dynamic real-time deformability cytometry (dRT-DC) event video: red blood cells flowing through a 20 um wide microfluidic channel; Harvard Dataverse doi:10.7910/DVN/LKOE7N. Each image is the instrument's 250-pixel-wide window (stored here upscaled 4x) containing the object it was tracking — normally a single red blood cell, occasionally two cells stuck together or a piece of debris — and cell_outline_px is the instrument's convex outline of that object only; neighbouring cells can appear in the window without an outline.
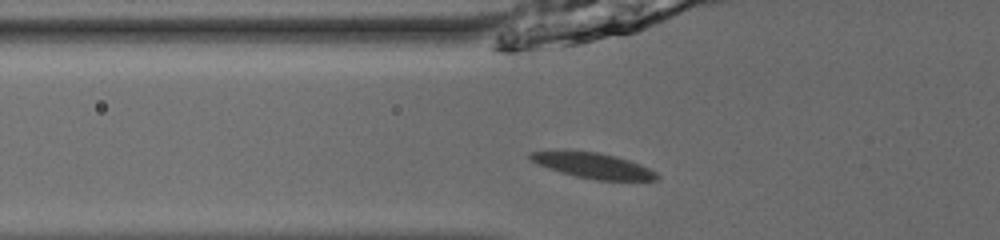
{"species": "common noctule bat (a hibernating species)", "species_latin": "Nyctalus noctula", "temperature_condition": "room temperature", "stored_images_in_passage": 37, "camera_frame_rate_fps": 3000, "um_per_image_px": 0.085, "animal": {"sex": "male", "body_mass_g": 13.0, "forearm_length_mm": 53.1}, "frame": {"image": 1, "passage_image": 4, "time_ms": 1.0, "image_size_px": [1000, 240], "cell_outline_px": [[660, 176], [656, 180], [596, 180], [576, 176], [560, 172], [540, 164], [532, 160], [528, 156], [528, 152], [600, 152], [616, 156], [640, 164], [656, 172]], "centroid_in_image_um": [50.5, 14.09], "position_along_channel_um": 75.3, "area_um2": 18.15}}
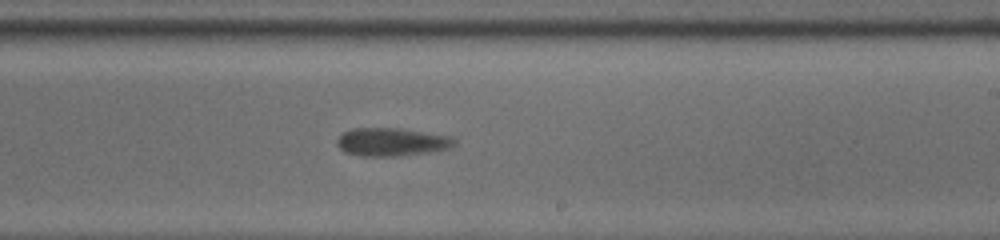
{"frame": {"image": 2, "passage_image": 18, "time_ms": 5.667, "image_size_px": [1000, 240], "cell_outline_px": [[456, 144], [448, 148], [428, 152], [396, 156], [360, 156], [348, 152], [340, 148], [336, 144], [336, 140], [344, 132], [352, 128], [404, 128], [452, 136], [456, 140]], "centroid_in_image_um": [33.32, 12.05], "position_along_channel_um": 255.7, "area_um2": 19.31}}
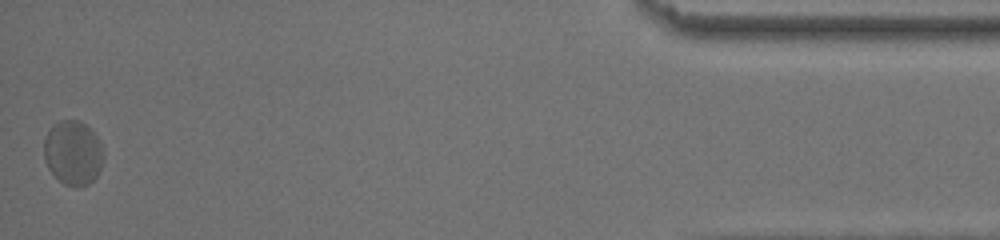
{"frame": {"image": 3, "passage_image": 37, "time_ms": 12.0, "image_size_px": [1000, 240], "cell_outline_px": [[104, 156], [100, 168], [96, 176], [88, 184], [64, 184], [48, 168], [44, 160], [44, 140], [52, 124], [60, 120], [80, 120], [96, 136], [104, 148]], "centroid_in_image_um": [6.2, 12.94], "position_along_channel_um": 429.0, "area_um2": 22.02}, "authors_computed_cell_mechanics": {"area_um2": 19.363, "velocity_mm_per_s": 3.8535, "shape_relaxation_time_tau1_ms": 1.7828, "shape_relaxation_time_tau2_ms": 1.0625, "deformation_change_tau1": 0.0807, "deformation_change_tau2": 0.0699}}